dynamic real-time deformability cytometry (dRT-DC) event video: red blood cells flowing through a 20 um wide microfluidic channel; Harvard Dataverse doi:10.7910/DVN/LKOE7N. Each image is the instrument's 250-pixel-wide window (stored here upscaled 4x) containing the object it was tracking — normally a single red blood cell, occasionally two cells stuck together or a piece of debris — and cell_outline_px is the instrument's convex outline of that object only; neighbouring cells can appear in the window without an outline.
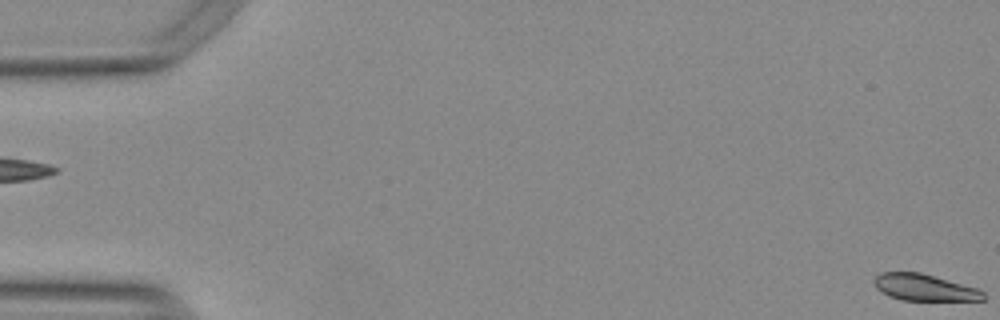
{"species": "Egyptian fruit bat (a non-hibernating species)", "species_latin": "Rousettus aegyptiacus", "temperature_condition": "warm", "stored_images_in_passage": 1, "camera_frame_rate_fps": 3000, "um_per_image_px": 0.085, "animal": {"sex": "female"}, "frame": {"image": 1, "passage_image": 1, "time_ms": 0.0, "image_size_px": [1000, 320], "cell_outline_px": [[984, 300], [904, 300], [888, 296], [876, 288], [872, 280], [880, 272], [920, 272], [980, 288], [984, 292]], "centroid_in_image_um": [78.58, 24.42], "position_along_channel_um": 6.4, "area_um2": 17.05}}